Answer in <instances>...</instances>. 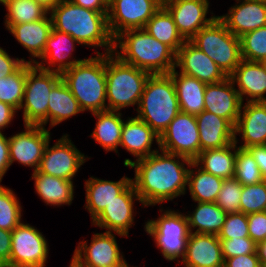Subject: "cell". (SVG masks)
Listing matches in <instances>:
<instances>
[{
	"instance_id": "1",
	"label": "cell",
	"mask_w": 266,
	"mask_h": 267,
	"mask_svg": "<svg viewBox=\"0 0 266 267\" xmlns=\"http://www.w3.org/2000/svg\"><path fill=\"white\" fill-rule=\"evenodd\" d=\"M192 160L187 157L158 150L132 161L125 158V167L134 169L131 182L144 207L163 206L187 194L188 173Z\"/></svg>"
},
{
	"instance_id": "2",
	"label": "cell",
	"mask_w": 266,
	"mask_h": 267,
	"mask_svg": "<svg viewBox=\"0 0 266 267\" xmlns=\"http://www.w3.org/2000/svg\"><path fill=\"white\" fill-rule=\"evenodd\" d=\"M53 28L70 34L81 46L93 47L95 54L113 53L114 39L108 28L107 15L61 0L49 10ZM98 50V51H97Z\"/></svg>"
},
{
	"instance_id": "3",
	"label": "cell",
	"mask_w": 266,
	"mask_h": 267,
	"mask_svg": "<svg viewBox=\"0 0 266 267\" xmlns=\"http://www.w3.org/2000/svg\"><path fill=\"white\" fill-rule=\"evenodd\" d=\"M113 54L151 75L169 74L176 65V53L144 28L120 33L114 39Z\"/></svg>"
},
{
	"instance_id": "4",
	"label": "cell",
	"mask_w": 266,
	"mask_h": 267,
	"mask_svg": "<svg viewBox=\"0 0 266 267\" xmlns=\"http://www.w3.org/2000/svg\"><path fill=\"white\" fill-rule=\"evenodd\" d=\"M61 76L83 112L107 111L106 54L85 57Z\"/></svg>"
},
{
	"instance_id": "5",
	"label": "cell",
	"mask_w": 266,
	"mask_h": 267,
	"mask_svg": "<svg viewBox=\"0 0 266 267\" xmlns=\"http://www.w3.org/2000/svg\"><path fill=\"white\" fill-rule=\"evenodd\" d=\"M136 117L159 136L180 112L176 89L169 74L150 75L137 108Z\"/></svg>"
},
{
	"instance_id": "6",
	"label": "cell",
	"mask_w": 266,
	"mask_h": 267,
	"mask_svg": "<svg viewBox=\"0 0 266 267\" xmlns=\"http://www.w3.org/2000/svg\"><path fill=\"white\" fill-rule=\"evenodd\" d=\"M151 74L122 62L113 53L106 54L107 110L121 111L137 106Z\"/></svg>"
},
{
	"instance_id": "7",
	"label": "cell",
	"mask_w": 266,
	"mask_h": 267,
	"mask_svg": "<svg viewBox=\"0 0 266 267\" xmlns=\"http://www.w3.org/2000/svg\"><path fill=\"white\" fill-rule=\"evenodd\" d=\"M160 216L148 219L144 231L153 238L156 247L169 262H180L185 256L188 237L190 235L186 214L179 210L159 209Z\"/></svg>"
},
{
	"instance_id": "8",
	"label": "cell",
	"mask_w": 266,
	"mask_h": 267,
	"mask_svg": "<svg viewBox=\"0 0 266 267\" xmlns=\"http://www.w3.org/2000/svg\"><path fill=\"white\" fill-rule=\"evenodd\" d=\"M189 41L209 56L227 77L242 60L240 38L229 31L218 17Z\"/></svg>"
},
{
	"instance_id": "9",
	"label": "cell",
	"mask_w": 266,
	"mask_h": 267,
	"mask_svg": "<svg viewBox=\"0 0 266 267\" xmlns=\"http://www.w3.org/2000/svg\"><path fill=\"white\" fill-rule=\"evenodd\" d=\"M62 79L60 73L41 69L26 62L24 97L19 110H23L24 125H47V108L52 88Z\"/></svg>"
},
{
	"instance_id": "10",
	"label": "cell",
	"mask_w": 266,
	"mask_h": 267,
	"mask_svg": "<svg viewBox=\"0 0 266 267\" xmlns=\"http://www.w3.org/2000/svg\"><path fill=\"white\" fill-rule=\"evenodd\" d=\"M115 232L94 233L90 244L82 240L74 250L71 267H133L127 263L123 252L120 251Z\"/></svg>"
},
{
	"instance_id": "11",
	"label": "cell",
	"mask_w": 266,
	"mask_h": 267,
	"mask_svg": "<svg viewBox=\"0 0 266 267\" xmlns=\"http://www.w3.org/2000/svg\"><path fill=\"white\" fill-rule=\"evenodd\" d=\"M69 136L63 133L52 146L49 140L35 172L73 181L80 167L91 157L80 152Z\"/></svg>"
},
{
	"instance_id": "12",
	"label": "cell",
	"mask_w": 266,
	"mask_h": 267,
	"mask_svg": "<svg viewBox=\"0 0 266 267\" xmlns=\"http://www.w3.org/2000/svg\"><path fill=\"white\" fill-rule=\"evenodd\" d=\"M163 5V0H109L108 28L115 39L120 33L142 29Z\"/></svg>"
},
{
	"instance_id": "13",
	"label": "cell",
	"mask_w": 266,
	"mask_h": 267,
	"mask_svg": "<svg viewBox=\"0 0 266 267\" xmlns=\"http://www.w3.org/2000/svg\"><path fill=\"white\" fill-rule=\"evenodd\" d=\"M159 148L194 161L201 152L196 115L180 111L159 136Z\"/></svg>"
},
{
	"instance_id": "14",
	"label": "cell",
	"mask_w": 266,
	"mask_h": 267,
	"mask_svg": "<svg viewBox=\"0 0 266 267\" xmlns=\"http://www.w3.org/2000/svg\"><path fill=\"white\" fill-rule=\"evenodd\" d=\"M43 232L24 220L12 231L11 254L8 263L31 267H45L49 243Z\"/></svg>"
},
{
	"instance_id": "15",
	"label": "cell",
	"mask_w": 266,
	"mask_h": 267,
	"mask_svg": "<svg viewBox=\"0 0 266 267\" xmlns=\"http://www.w3.org/2000/svg\"><path fill=\"white\" fill-rule=\"evenodd\" d=\"M24 130L9 137L10 166L18 162L37 171L45 148L51 139L49 129L40 125H23Z\"/></svg>"
},
{
	"instance_id": "16",
	"label": "cell",
	"mask_w": 266,
	"mask_h": 267,
	"mask_svg": "<svg viewBox=\"0 0 266 267\" xmlns=\"http://www.w3.org/2000/svg\"><path fill=\"white\" fill-rule=\"evenodd\" d=\"M141 203V207L145 208L136 193L132 182L105 207L102 213L91 223V227H99L105 229L106 232H115L129 237V229L135 224V214H137L134 204ZM135 210V211H134Z\"/></svg>"
},
{
	"instance_id": "17",
	"label": "cell",
	"mask_w": 266,
	"mask_h": 267,
	"mask_svg": "<svg viewBox=\"0 0 266 267\" xmlns=\"http://www.w3.org/2000/svg\"><path fill=\"white\" fill-rule=\"evenodd\" d=\"M163 6L173 16L179 33L186 41L217 17L209 10V0H163ZM208 13H211L209 18Z\"/></svg>"
},
{
	"instance_id": "18",
	"label": "cell",
	"mask_w": 266,
	"mask_h": 267,
	"mask_svg": "<svg viewBox=\"0 0 266 267\" xmlns=\"http://www.w3.org/2000/svg\"><path fill=\"white\" fill-rule=\"evenodd\" d=\"M234 135L235 144L243 149L266 144V101L242 103Z\"/></svg>"
},
{
	"instance_id": "19",
	"label": "cell",
	"mask_w": 266,
	"mask_h": 267,
	"mask_svg": "<svg viewBox=\"0 0 266 267\" xmlns=\"http://www.w3.org/2000/svg\"><path fill=\"white\" fill-rule=\"evenodd\" d=\"M76 45L81 44L70 34L53 28L46 41L42 57L39 59L40 61L35 62V65L41 69L62 74L84 60L73 56Z\"/></svg>"
},
{
	"instance_id": "20",
	"label": "cell",
	"mask_w": 266,
	"mask_h": 267,
	"mask_svg": "<svg viewBox=\"0 0 266 267\" xmlns=\"http://www.w3.org/2000/svg\"><path fill=\"white\" fill-rule=\"evenodd\" d=\"M178 72L197 78L206 84L217 83L227 76L218 65L190 41H186L176 53Z\"/></svg>"
},
{
	"instance_id": "21",
	"label": "cell",
	"mask_w": 266,
	"mask_h": 267,
	"mask_svg": "<svg viewBox=\"0 0 266 267\" xmlns=\"http://www.w3.org/2000/svg\"><path fill=\"white\" fill-rule=\"evenodd\" d=\"M228 12L217 16L235 36L266 26V1L235 0Z\"/></svg>"
},
{
	"instance_id": "22",
	"label": "cell",
	"mask_w": 266,
	"mask_h": 267,
	"mask_svg": "<svg viewBox=\"0 0 266 267\" xmlns=\"http://www.w3.org/2000/svg\"><path fill=\"white\" fill-rule=\"evenodd\" d=\"M242 101L230 77L217 83L206 84L204 110L227 119L234 127Z\"/></svg>"
},
{
	"instance_id": "23",
	"label": "cell",
	"mask_w": 266,
	"mask_h": 267,
	"mask_svg": "<svg viewBox=\"0 0 266 267\" xmlns=\"http://www.w3.org/2000/svg\"><path fill=\"white\" fill-rule=\"evenodd\" d=\"M242 103L266 101V66L263 62L241 60L229 76Z\"/></svg>"
},
{
	"instance_id": "24",
	"label": "cell",
	"mask_w": 266,
	"mask_h": 267,
	"mask_svg": "<svg viewBox=\"0 0 266 267\" xmlns=\"http://www.w3.org/2000/svg\"><path fill=\"white\" fill-rule=\"evenodd\" d=\"M181 263L184 267H224L218 235L190 232Z\"/></svg>"
},
{
	"instance_id": "25",
	"label": "cell",
	"mask_w": 266,
	"mask_h": 267,
	"mask_svg": "<svg viewBox=\"0 0 266 267\" xmlns=\"http://www.w3.org/2000/svg\"><path fill=\"white\" fill-rule=\"evenodd\" d=\"M154 141L158 147L152 149ZM119 147L127 150V152L136 158L134 161H137L160 149L159 135L148 124L136 116L133 118L132 116H128L126 120L124 118Z\"/></svg>"
},
{
	"instance_id": "26",
	"label": "cell",
	"mask_w": 266,
	"mask_h": 267,
	"mask_svg": "<svg viewBox=\"0 0 266 267\" xmlns=\"http://www.w3.org/2000/svg\"><path fill=\"white\" fill-rule=\"evenodd\" d=\"M84 183L86 200L83 207L89 212L92 223L131 183V178L123 176L118 181H112L90 176Z\"/></svg>"
},
{
	"instance_id": "27",
	"label": "cell",
	"mask_w": 266,
	"mask_h": 267,
	"mask_svg": "<svg viewBox=\"0 0 266 267\" xmlns=\"http://www.w3.org/2000/svg\"><path fill=\"white\" fill-rule=\"evenodd\" d=\"M53 29L52 19L48 13L43 19L35 22L15 24L7 29L16 41L30 54L28 63L35 64L42 57L46 41ZM38 58V59H35Z\"/></svg>"
},
{
	"instance_id": "28",
	"label": "cell",
	"mask_w": 266,
	"mask_h": 267,
	"mask_svg": "<svg viewBox=\"0 0 266 267\" xmlns=\"http://www.w3.org/2000/svg\"><path fill=\"white\" fill-rule=\"evenodd\" d=\"M201 151L224 148L234 142V126L209 111L196 115Z\"/></svg>"
},
{
	"instance_id": "29",
	"label": "cell",
	"mask_w": 266,
	"mask_h": 267,
	"mask_svg": "<svg viewBox=\"0 0 266 267\" xmlns=\"http://www.w3.org/2000/svg\"><path fill=\"white\" fill-rule=\"evenodd\" d=\"M34 190L38 197L49 206H70L74 200L75 185L73 181L57 178L41 172H32Z\"/></svg>"
},
{
	"instance_id": "30",
	"label": "cell",
	"mask_w": 266,
	"mask_h": 267,
	"mask_svg": "<svg viewBox=\"0 0 266 267\" xmlns=\"http://www.w3.org/2000/svg\"><path fill=\"white\" fill-rule=\"evenodd\" d=\"M169 75L175 85L180 111L192 115L204 111L206 83L195 77L180 73L176 68Z\"/></svg>"
},
{
	"instance_id": "31",
	"label": "cell",
	"mask_w": 266,
	"mask_h": 267,
	"mask_svg": "<svg viewBox=\"0 0 266 267\" xmlns=\"http://www.w3.org/2000/svg\"><path fill=\"white\" fill-rule=\"evenodd\" d=\"M97 120L93 132L89 135L106 152L118 153L123 127V114L121 111H101L92 113Z\"/></svg>"
},
{
	"instance_id": "32",
	"label": "cell",
	"mask_w": 266,
	"mask_h": 267,
	"mask_svg": "<svg viewBox=\"0 0 266 267\" xmlns=\"http://www.w3.org/2000/svg\"><path fill=\"white\" fill-rule=\"evenodd\" d=\"M84 113L69 87L61 79L49 94L47 124L49 130L71 117Z\"/></svg>"
},
{
	"instance_id": "33",
	"label": "cell",
	"mask_w": 266,
	"mask_h": 267,
	"mask_svg": "<svg viewBox=\"0 0 266 267\" xmlns=\"http://www.w3.org/2000/svg\"><path fill=\"white\" fill-rule=\"evenodd\" d=\"M192 212L185 213L192 233L218 235L226 220L225 213L215 202H197Z\"/></svg>"
},
{
	"instance_id": "34",
	"label": "cell",
	"mask_w": 266,
	"mask_h": 267,
	"mask_svg": "<svg viewBox=\"0 0 266 267\" xmlns=\"http://www.w3.org/2000/svg\"><path fill=\"white\" fill-rule=\"evenodd\" d=\"M236 144L232 142L224 148L201 151L194 162L204 171L223 179L235 175Z\"/></svg>"
},
{
	"instance_id": "35",
	"label": "cell",
	"mask_w": 266,
	"mask_h": 267,
	"mask_svg": "<svg viewBox=\"0 0 266 267\" xmlns=\"http://www.w3.org/2000/svg\"><path fill=\"white\" fill-rule=\"evenodd\" d=\"M223 180V178L204 171L192 161L187 182L190 198H192L194 203L216 202Z\"/></svg>"
},
{
	"instance_id": "36",
	"label": "cell",
	"mask_w": 266,
	"mask_h": 267,
	"mask_svg": "<svg viewBox=\"0 0 266 267\" xmlns=\"http://www.w3.org/2000/svg\"><path fill=\"white\" fill-rule=\"evenodd\" d=\"M144 29L158 41L169 46L175 53L186 42L179 33L173 16L163 5L148 20Z\"/></svg>"
},
{
	"instance_id": "37",
	"label": "cell",
	"mask_w": 266,
	"mask_h": 267,
	"mask_svg": "<svg viewBox=\"0 0 266 267\" xmlns=\"http://www.w3.org/2000/svg\"><path fill=\"white\" fill-rule=\"evenodd\" d=\"M3 6L7 12L4 18L6 30L15 24L38 21L49 13L46 7L35 0H7Z\"/></svg>"
},
{
	"instance_id": "38",
	"label": "cell",
	"mask_w": 266,
	"mask_h": 267,
	"mask_svg": "<svg viewBox=\"0 0 266 267\" xmlns=\"http://www.w3.org/2000/svg\"><path fill=\"white\" fill-rule=\"evenodd\" d=\"M16 193L0 182V229L13 231L22 222V205Z\"/></svg>"
},
{
	"instance_id": "39",
	"label": "cell",
	"mask_w": 266,
	"mask_h": 267,
	"mask_svg": "<svg viewBox=\"0 0 266 267\" xmlns=\"http://www.w3.org/2000/svg\"><path fill=\"white\" fill-rule=\"evenodd\" d=\"M25 83L26 62L13 74L0 78V101L19 111L24 97Z\"/></svg>"
},
{
	"instance_id": "40",
	"label": "cell",
	"mask_w": 266,
	"mask_h": 267,
	"mask_svg": "<svg viewBox=\"0 0 266 267\" xmlns=\"http://www.w3.org/2000/svg\"><path fill=\"white\" fill-rule=\"evenodd\" d=\"M239 38L243 60L263 62L266 59V26L247 32Z\"/></svg>"
},
{
	"instance_id": "41",
	"label": "cell",
	"mask_w": 266,
	"mask_h": 267,
	"mask_svg": "<svg viewBox=\"0 0 266 267\" xmlns=\"http://www.w3.org/2000/svg\"><path fill=\"white\" fill-rule=\"evenodd\" d=\"M243 186L254 185L264 181L255 159L247 149L236 145L235 175Z\"/></svg>"
},
{
	"instance_id": "42",
	"label": "cell",
	"mask_w": 266,
	"mask_h": 267,
	"mask_svg": "<svg viewBox=\"0 0 266 267\" xmlns=\"http://www.w3.org/2000/svg\"><path fill=\"white\" fill-rule=\"evenodd\" d=\"M266 211V180L242 189L240 212L246 215Z\"/></svg>"
},
{
	"instance_id": "43",
	"label": "cell",
	"mask_w": 266,
	"mask_h": 267,
	"mask_svg": "<svg viewBox=\"0 0 266 267\" xmlns=\"http://www.w3.org/2000/svg\"><path fill=\"white\" fill-rule=\"evenodd\" d=\"M242 189L235 177L224 179L215 203L227 214L240 212Z\"/></svg>"
},
{
	"instance_id": "44",
	"label": "cell",
	"mask_w": 266,
	"mask_h": 267,
	"mask_svg": "<svg viewBox=\"0 0 266 267\" xmlns=\"http://www.w3.org/2000/svg\"><path fill=\"white\" fill-rule=\"evenodd\" d=\"M249 237L248 233V215L243 212L229 213L218 234L219 239Z\"/></svg>"
},
{
	"instance_id": "45",
	"label": "cell",
	"mask_w": 266,
	"mask_h": 267,
	"mask_svg": "<svg viewBox=\"0 0 266 267\" xmlns=\"http://www.w3.org/2000/svg\"><path fill=\"white\" fill-rule=\"evenodd\" d=\"M224 260L227 258L257 254V244L250 237L219 239Z\"/></svg>"
},
{
	"instance_id": "46",
	"label": "cell",
	"mask_w": 266,
	"mask_h": 267,
	"mask_svg": "<svg viewBox=\"0 0 266 267\" xmlns=\"http://www.w3.org/2000/svg\"><path fill=\"white\" fill-rule=\"evenodd\" d=\"M248 233L256 244L266 240V211L248 215Z\"/></svg>"
},
{
	"instance_id": "47",
	"label": "cell",
	"mask_w": 266,
	"mask_h": 267,
	"mask_svg": "<svg viewBox=\"0 0 266 267\" xmlns=\"http://www.w3.org/2000/svg\"><path fill=\"white\" fill-rule=\"evenodd\" d=\"M27 60L12 57L0 46V78L7 77L16 72Z\"/></svg>"
},
{
	"instance_id": "48",
	"label": "cell",
	"mask_w": 266,
	"mask_h": 267,
	"mask_svg": "<svg viewBox=\"0 0 266 267\" xmlns=\"http://www.w3.org/2000/svg\"><path fill=\"white\" fill-rule=\"evenodd\" d=\"M224 267H262V266L257 254H247L225 259Z\"/></svg>"
},
{
	"instance_id": "49",
	"label": "cell",
	"mask_w": 266,
	"mask_h": 267,
	"mask_svg": "<svg viewBox=\"0 0 266 267\" xmlns=\"http://www.w3.org/2000/svg\"><path fill=\"white\" fill-rule=\"evenodd\" d=\"M10 167L9 137L0 132V182Z\"/></svg>"
},
{
	"instance_id": "50",
	"label": "cell",
	"mask_w": 266,
	"mask_h": 267,
	"mask_svg": "<svg viewBox=\"0 0 266 267\" xmlns=\"http://www.w3.org/2000/svg\"><path fill=\"white\" fill-rule=\"evenodd\" d=\"M11 238L12 231L0 229V265L10 260Z\"/></svg>"
},
{
	"instance_id": "51",
	"label": "cell",
	"mask_w": 266,
	"mask_h": 267,
	"mask_svg": "<svg viewBox=\"0 0 266 267\" xmlns=\"http://www.w3.org/2000/svg\"><path fill=\"white\" fill-rule=\"evenodd\" d=\"M255 159L259 171L262 174L264 180H266V144L265 145H254L246 148Z\"/></svg>"
},
{
	"instance_id": "52",
	"label": "cell",
	"mask_w": 266,
	"mask_h": 267,
	"mask_svg": "<svg viewBox=\"0 0 266 267\" xmlns=\"http://www.w3.org/2000/svg\"><path fill=\"white\" fill-rule=\"evenodd\" d=\"M17 112L11 105L0 101V132L11 125Z\"/></svg>"
},
{
	"instance_id": "53",
	"label": "cell",
	"mask_w": 266,
	"mask_h": 267,
	"mask_svg": "<svg viewBox=\"0 0 266 267\" xmlns=\"http://www.w3.org/2000/svg\"><path fill=\"white\" fill-rule=\"evenodd\" d=\"M74 4L84 7L86 9L95 10L98 12L108 14L109 0H71Z\"/></svg>"
},
{
	"instance_id": "54",
	"label": "cell",
	"mask_w": 266,
	"mask_h": 267,
	"mask_svg": "<svg viewBox=\"0 0 266 267\" xmlns=\"http://www.w3.org/2000/svg\"><path fill=\"white\" fill-rule=\"evenodd\" d=\"M261 266L266 267V240L257 243L256 249Z\"/></svg>"
},
{
	"instance_id": "55",
	"label": "cell",
	"mask_w": 266,
	"mask_h": 267,
	"mask_svg": "<svg viewBox=\"0 0 266 267\" xmlns=\"http://www.w3.org/2000/svg\"><path fill=\"white\" fill-rule=\"evenodd\" d=\"M35 1L41 3L44 7L50 10L53 6H55L61 0H35Z\"/></svg>"
},
{
	"instance_id": "56",
	"label": "cell",
	"mask_w": 266,
	"mask_h": 267,
	"mask_svg": "<svg viewBox=\"0 0 266 267\" xmlns=\"http://www.w3.org/2000/svg\"><path fill=\"white\" fill-rule=\"evenodd\" d=\"M0 267H31V266H23V265H14L10 263H2Z\"/></svg>"
},
{
	"instance_id": "57",
	"label": "cell",
	"mask_w": 266,
	"mask_h": 267,
	"mask_svg": "<svg viewBox=\"0 0 266 267\" xmlns=\"http://www.w3.org/2000/svg\"><path fill=\"white\" fill-rule=\"evenodd\" d=\"M7 0H0V4L3 5Z\"/></svg>"
}]
</instances>
